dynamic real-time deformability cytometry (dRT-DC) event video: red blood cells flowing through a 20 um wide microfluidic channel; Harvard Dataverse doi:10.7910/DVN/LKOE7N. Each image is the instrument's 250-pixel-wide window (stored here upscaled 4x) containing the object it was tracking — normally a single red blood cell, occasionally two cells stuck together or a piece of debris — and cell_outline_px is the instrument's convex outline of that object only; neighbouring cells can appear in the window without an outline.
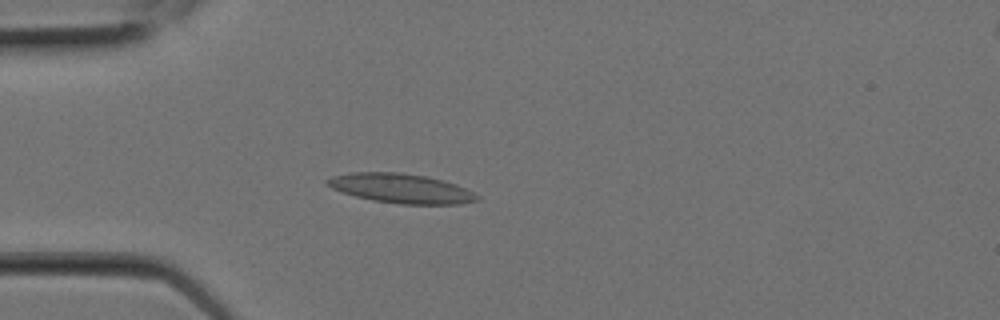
{"species": "Egyptian fruit bat (a non-hibernating species)", "species_latin": "Rousettus aegyptiacus", "temperature_condition": "room temperature", "stored_images_in_passage": 9, "camera_frame_rate_fps": 3000, "um_per_image_px": 0.085, "animal": {"sex": "female"}, "frame": {"image": 1, "passage_image": 6, "time_ms": 1.667, "image_size_px": [1000, 320], "cell_outline_px": [[480, 200], [460, 204], [400, 204], [372, 200], [356, 196], [332, 188], [324, 180], [332, 176], [352, 172], [400, 172], [424, 176], [444, 180], [456, 184], [480, 196]], "centroid_in_image_um": [34.11, 16.01], "position_along_channel_um": 50.9, "area_um2": 25.61}}
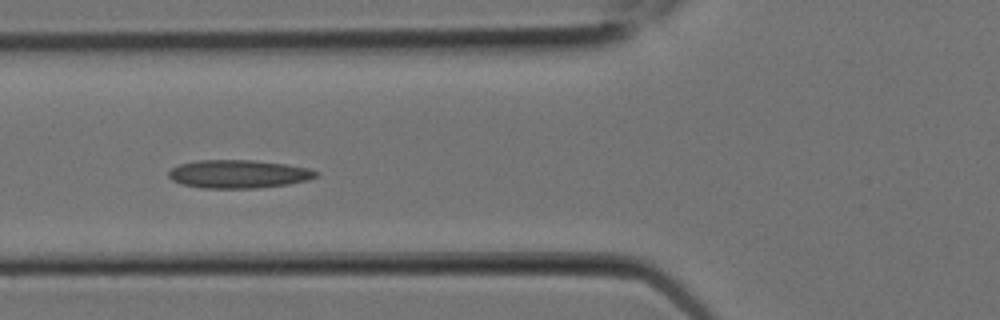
{"frame": {"image": 2, "passage_image": 8, "time_ms": 2.333, "image_size_px": [1000, 320], "cell_outline_px": [[320, 172], [316, 176], [308, 180], [288, 184], [256, 188], [200, 188], [180, 184], [172, 180], [168, 176], [168, 172], [172, 168], [180, 164], [196, 160], [256, 160], [284, 164], [308, 168]], "centroid_in_image_um": [20.25, 14.79], "position_along_channel_um": 105.6, "area_um2": 24.33}}
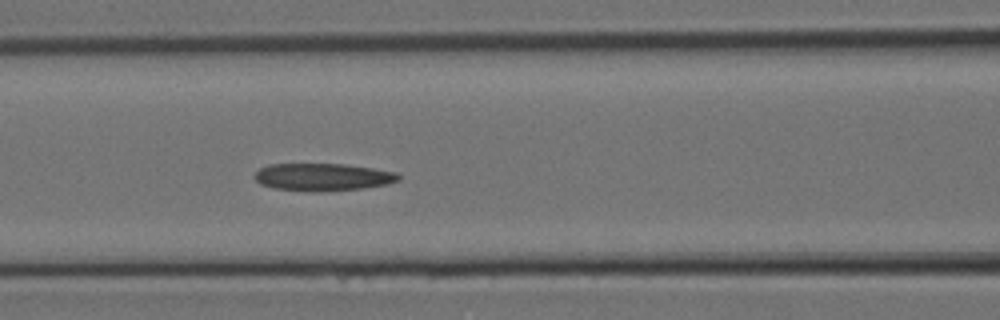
{"frame": {"image": 3, "passage_image": 9, "time_ms": 2.667, "image_size_px": [1000, 320], "cell_outline_px": [[400, 180], [388, 184], [364, 188], [320, 192], [276, 188], [260, 184], [252, 176], [260, 168], [268, 164], [348, 164], [396, 172], [400, 176]], "centroid_in_image_um": [27.45, 15.04], "position_along_channel_um": 139.2, "area_um2": 23.12}}